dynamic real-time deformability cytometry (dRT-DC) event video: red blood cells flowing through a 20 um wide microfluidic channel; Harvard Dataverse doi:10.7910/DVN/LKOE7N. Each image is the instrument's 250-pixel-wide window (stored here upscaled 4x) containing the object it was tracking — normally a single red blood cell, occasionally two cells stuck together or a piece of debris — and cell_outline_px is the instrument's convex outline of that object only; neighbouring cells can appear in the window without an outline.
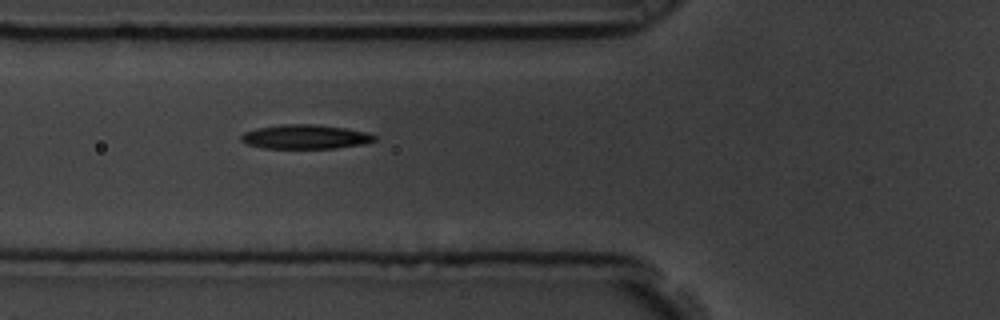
{"species": "common noctule bat (a hibernating species)", "species_latin": "Nyctalus noctula", "temperature_condition": "room temperature", "stored_images_in_passage": 6, "camera_frame_rate_fps": 3000, "um_per_image_px": 0.085, "animal": {"sex": "male", "body_mass_g": 19.5, "forearm_length_mm": 54.6}, "frame": {"image": 1, "passage_image": 6, "time_ms": 1.667, "image_size_px": [1000, 320], "cell_outline_px": [[376, 140], [364, 144], [336, 148], [264, 148], [248, 144], [240, 140], [240, 136], [244, 132], [256, 128], [280, 124], [312, 124], [344, 128], [368, 132], [376, 136]], "centroid_in_image_um": [25.95, 11.62], "position_along_channel_um": 99.9, "area_um2": 18.84}}